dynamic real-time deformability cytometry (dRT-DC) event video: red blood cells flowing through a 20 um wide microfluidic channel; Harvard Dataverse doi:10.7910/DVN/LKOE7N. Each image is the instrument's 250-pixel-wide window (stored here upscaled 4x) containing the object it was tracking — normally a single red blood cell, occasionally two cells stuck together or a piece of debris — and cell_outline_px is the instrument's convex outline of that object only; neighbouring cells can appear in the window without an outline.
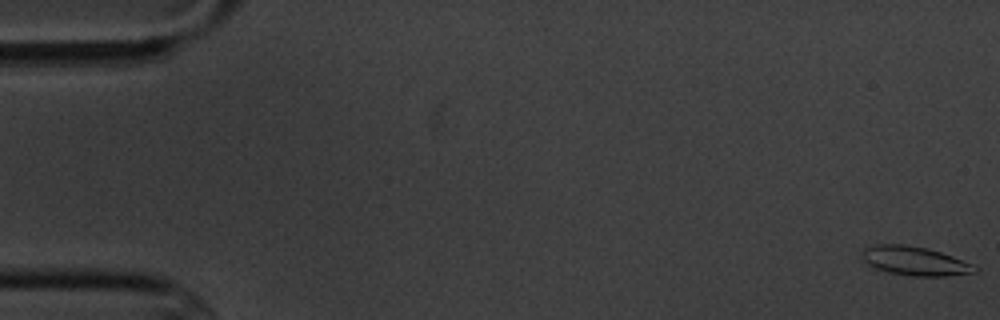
{"species": "common noctule bat (a hibernating species)", "species_latin": "Nyctalus noctula", "temperature_condition": "cold", "stored_images_in_passage": 5, "camera_frame_rate_fps": 3000, "um_per_image_px": 0.085, "animal": {"sex": "male", "body_mass_g": 20.1, "forearm_length_mm": 53.5}, "frame": {"image": 1, "passage_image": 1, "time_ms": 0.0, "image_size_px": [1000, 320], "cell_outline_px": [[980, 268], [976, 272], [948, 276], [912, 276], [888, 272], [876, 268], [868, 264], [860, 256], [860, 252], [864, 248], [876, 244], [904, 244], [928, 248], [952, 256]], "centroid_in_image_um": [77.73, 22.17], "position_along_channel_um": 7.3, "area_um2": 19.07}}
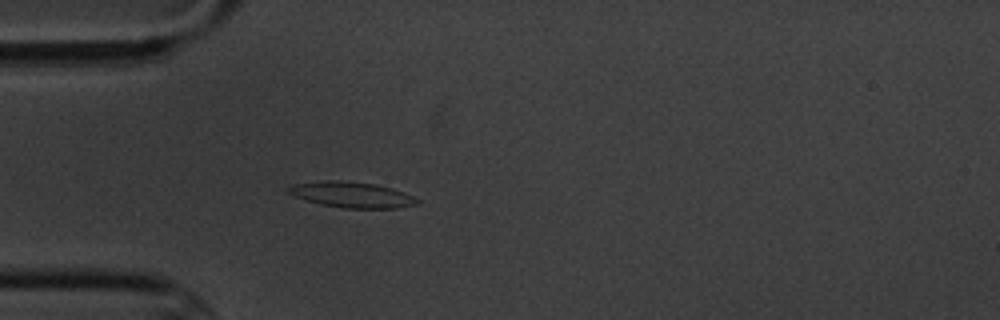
{"frame": {"image": 2, "passage_image": 5, "time_ms": 5.333, "image_size_px": [1000, 320], "cell_outline_px": [[420, 204], [396, 208], [344, 208], [320, 204], [296, 196], [288, 192], [284, 188], [292, 184], [328, 180], [340, 180], [376, 184], [392, 188], [404, 192], [420, 200]], "centroid_in_image_um": [29.92, 16.55], "position_along_channel_um": 55.1, "area_um2": 19.31}}